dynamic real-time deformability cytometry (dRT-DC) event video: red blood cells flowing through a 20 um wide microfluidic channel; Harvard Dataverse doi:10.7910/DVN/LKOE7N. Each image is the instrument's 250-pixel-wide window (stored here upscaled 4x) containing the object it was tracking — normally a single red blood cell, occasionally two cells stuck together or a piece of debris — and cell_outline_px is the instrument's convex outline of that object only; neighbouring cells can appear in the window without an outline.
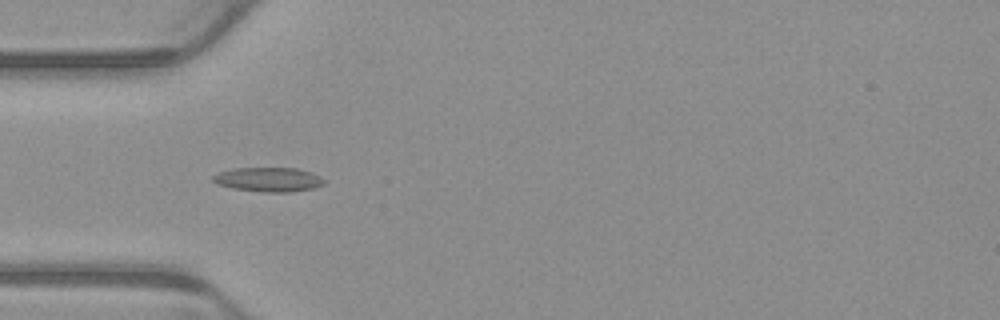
{"species": "common noctule bat (a hibernating species)", "species_latin": "Nyctalus noctula", "temperature_condition": "warm", "stored_images_in_passage": 5, "camera_frame_rate_fps": 3000, "um_per_image_px": 0.085, "animal": {"sex": "male", "body_mass_g": 23.1, "forearm_length_mm": 52.7}, "frame": {"image": 1, "passage_image": 4, "time_ms": 1.0, "image_size_px": [1000, 320], "cell_outline_px": [[324, 184], [312, 188], [292, 192], [260, 192], [232, 188], [216, 184], [212, 180], [212, 176], [220, 172], [232, 168], [296, 168], [312, 172], [320, 176], [324, 180]], "centroid_in_image_um": [22.81, 15.26], "position_along_channel_um": 62.2, "area_um2": 15.84}}
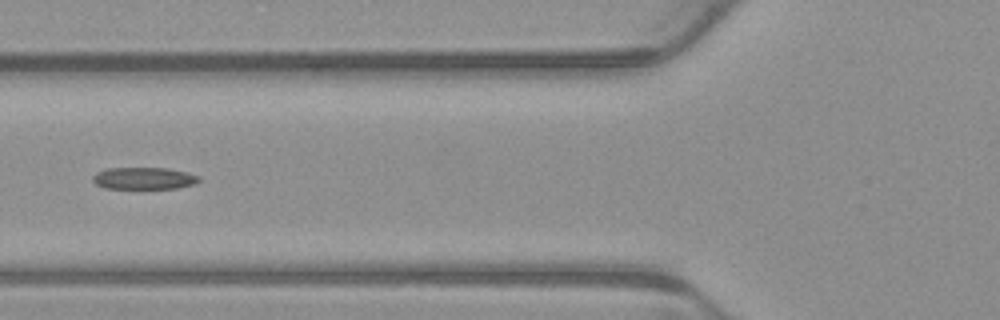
{"frame": {"image": 2, "passage_image": 5, "time_ms": 1.333, "image_size_px": [1000, 320], "cell_outline_px": [[200, 180], [196, 184], [176, 188], [104, 188], [96, 184], [92, 180], [92, 176], [96, 172], [108, 168], [168, 168], [188, 172], [200, 176]], "centroid_in_image_um": [12.25, 15.15], "position_along_channel_um": 113.5, "area_um2": 13.7}}